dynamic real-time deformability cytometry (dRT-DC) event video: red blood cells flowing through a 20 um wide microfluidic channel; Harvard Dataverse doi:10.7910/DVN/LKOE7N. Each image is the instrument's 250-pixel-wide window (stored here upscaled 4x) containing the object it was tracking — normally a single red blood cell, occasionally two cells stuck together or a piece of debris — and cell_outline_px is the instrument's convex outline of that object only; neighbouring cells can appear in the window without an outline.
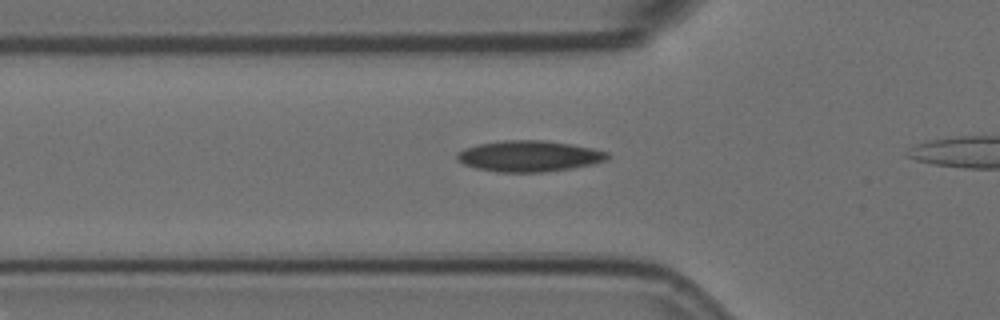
{"species": "Egyptian fruit bat (a non-hibernating species)", "species_latin": "Rousettus aegyptiacus", "temperature_condition": "room temperature", "stored_images_in_passage": 26, "camera_frame_rate_fps": 3000, "um_per_image_px": 0.085, "animal": {"sex": "female"}, "frame": {"image": 1, "passage_image": 4, "time_ms": 1.0, "image_size_px": [1000, 320], "cell_outline_px": [[608, 160], [592, 164], [572, 168], [544, 172], [496, 172], [476, 168], [464, 164], [456, 160], [456, 152], [464, 148], [476, 144], [504, 140], [544, 140], [572, 144], [592, 148], [608, 152]], "centroid_in_image_um": [44.94, 13.27], "position_along_channel_um": 80.9, "area_um2": 27.4}}
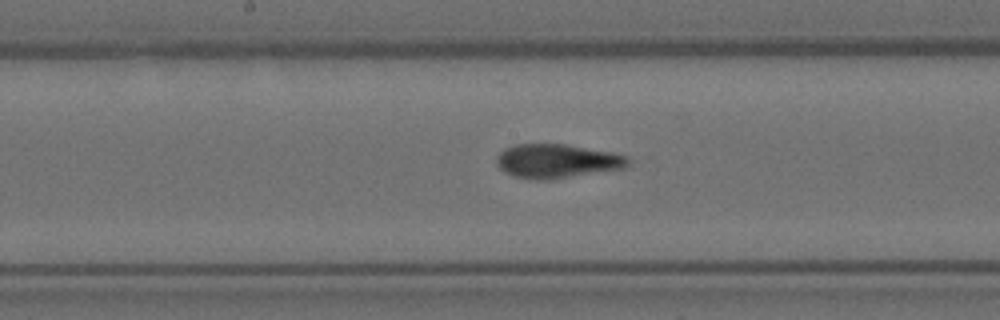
{"frame": {"image": 2, "passage_image": 14, "time_ms": 4.333, "image_size_px": [1000, 320], "cell_outline_px": [[632, 160], [628, 168], [552, 180], [528, 180], [504, 172], [496, 164], [496, 156], [504, 148], [516, 144], [564, 144], [612, 152], [628, 156]], "centroid_in_image_um": [47.38, 13.71], "position_along_channel_um": 200.8, "area_um2": 26.65}}
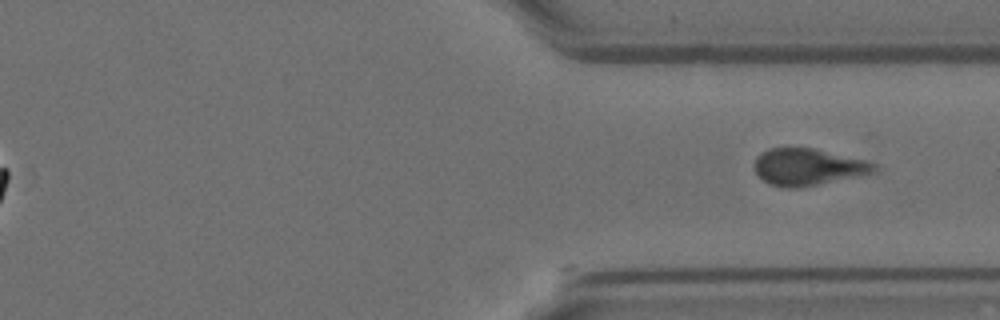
{"frame": {"image": 3, "passage_image": 26, "time_ms": 8.333, "image_size_px": [1000, 320], "cell_outline_px": [[880, 168], [876, 172], [796, 188], [784, 188], [768, 184], [756, 172], [756, 156], [760, 152], [768, 148], [812, 148], [868, 160], [876, 164]], "centroid_in_image_um": [68.7, 14.18], "position_along_channel_um": 342.7, "area_um2": 25.55}}